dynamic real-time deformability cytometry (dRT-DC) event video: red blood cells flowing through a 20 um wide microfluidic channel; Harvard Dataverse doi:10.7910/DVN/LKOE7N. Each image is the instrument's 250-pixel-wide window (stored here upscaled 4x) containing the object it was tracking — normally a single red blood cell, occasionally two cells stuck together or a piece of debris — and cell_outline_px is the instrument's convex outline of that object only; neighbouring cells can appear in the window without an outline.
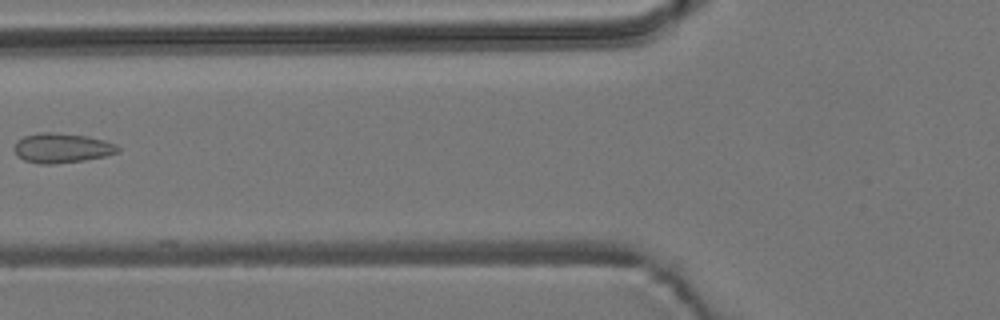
{"species": "common noctule bat (a hibernating species)", "species_latin": "Nyctalus noctula", "temperature_condition": "room temperature", "stored_images_in_passage": 7, "camera_frame_rate_fps": 3000, "um_per_image_px": 0.085, "animal": {"sex": "male", "body_mass_g": 19.2, "forearm_length_mm": 51.8}, "frame": {"image": 1, "passage_image": 6, "time_ms": 1.667, "image_size_px": [1000, 320], "cell_outline_px": [[120, 152], [104, 156], [84, 160], [56, 164], [40, 164], [24, 160], [16, 156], [12, 148], [16, 140], [24, 136], [40, 132], [52, 132], [88, 136], [104, 140], [116, 144], [120, 148]], "centroid_in_image_um": [5.22, 12.58], "position_along_channel_um": 120.6, "area_um2": 18.21}}
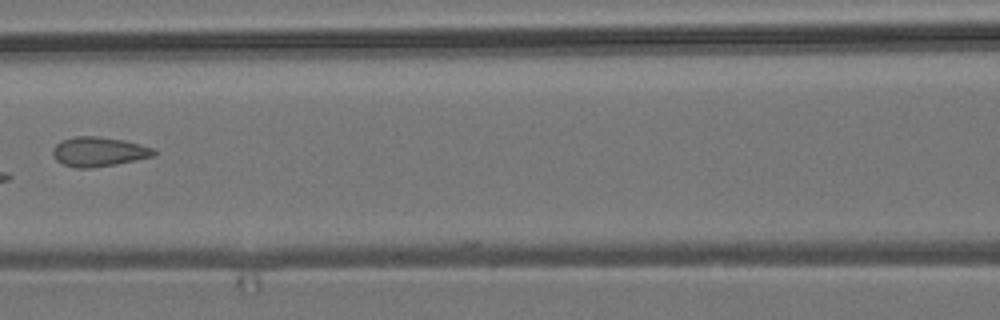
{"frame": {"image": 2, "passage_image": 7, "time_ms": 2.0, "image_size_px": [1000, 320], "cell_outline_px": [[156, 156], [116, 164], [92, 168], [76, 168], [64, 164], [56, 160], [52, 156], [52, 148], [60, 140], [76, 136], [96, 136], [124, 140], [140, 144], [152, 148], [156, 152]], "centroid_in_image_um": [8.37, 12.89], "position_along_channel_um": 158.2, "area_um2": 17.51}}